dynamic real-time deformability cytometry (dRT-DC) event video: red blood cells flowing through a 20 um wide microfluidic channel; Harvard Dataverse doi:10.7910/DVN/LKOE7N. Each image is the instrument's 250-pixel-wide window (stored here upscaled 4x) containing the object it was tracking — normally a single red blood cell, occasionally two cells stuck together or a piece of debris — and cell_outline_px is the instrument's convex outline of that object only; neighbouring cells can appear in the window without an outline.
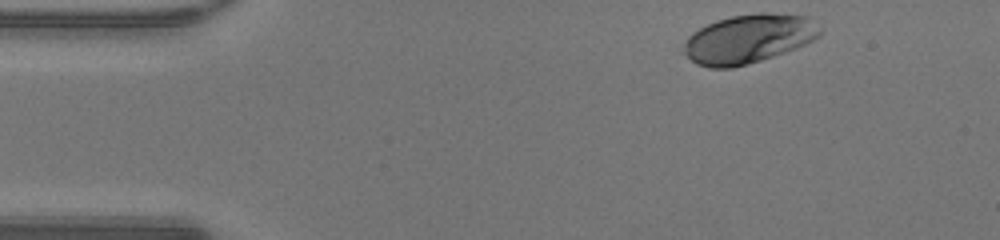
{"species": "human", "species_latin": "Homo sapiens", "temperature_condition": "warm", "stored_images_in_passage": 39, "camera_frame_rate_fps": 3000, "um_per_image_px": 0.085, "donor": {"sex": "male"}, "frame": {"image": 1, "passage_image": 1, "time_ms": 0.0, "image_size_px": [1000, 240], "cell_outline_px": [[820, 36], [796, 48], [748, 64], [732, 68], [708, 68], [696, 64], [680, 52], [688, 36], [692, 32], [716, 20], [732, 16], [756, 12], [768, 12], [808, 16], [820, 28]], "centroid_in_image_um": [63.58, 3.3], "position_along_channel_um": 21.4, "area_um2": 39.02}}
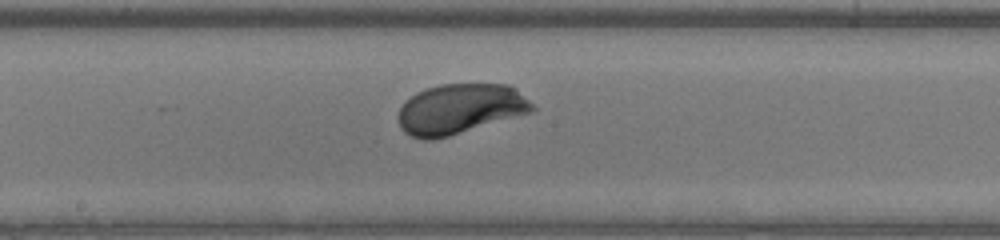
{"frame": {"image": 2, "passage_image": 20, "time_ms": 6.333, "image_size_px": [1000, 240], "cell_outline_px": [[536, 108], [532, 112], [448, 136], [432, 140], [424, 140], [412, 136], [404, 132], [400, 128], [396, 116], [404, 100], [416, 92], [440, 84], [508, 84], [528, 100]], "centroid_in_image_um": [39.03, 9.26], "position_along_channel_um": 209.2, "area_um2": 39.07}}
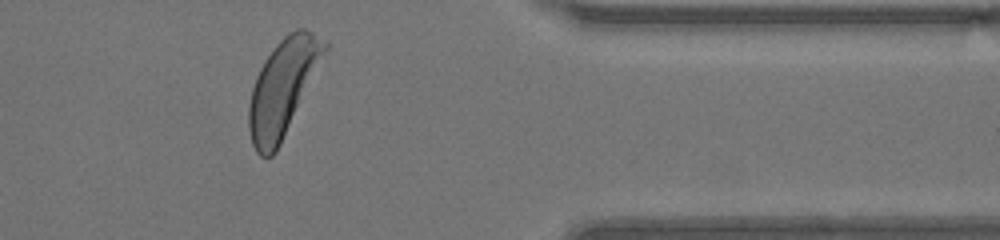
{"frame": {"image": 3, "passage_image": 34, "time_ms": 11.0, "image_size_px": [1000, 240], "cell_outline_px": [[328, 48], [276, 152], [272, 156], [260, 156], [256, 152], [252, 144], [248, 128], [248, 104], [252, 88], [256, 76], [264, 60], [276, 44], [288, 32], [296, 28], [304, 28], [328, 40]], "centroid_in_image_um": [24.02, 7.43], "position_along_channel_um": 387.4, "area_um2": 42.08}, "authors_computed_cell_mechanics": {"area_um2": 38.7838, "velocity_mm_per_s": 4.2682, "shape_relaxation_time_tau1_ms": 1.5345, "shape_relaxation_time_tau2_ms": null, "deformation_change_tau1": 0.1311, "deformation_change_tau2": null}}